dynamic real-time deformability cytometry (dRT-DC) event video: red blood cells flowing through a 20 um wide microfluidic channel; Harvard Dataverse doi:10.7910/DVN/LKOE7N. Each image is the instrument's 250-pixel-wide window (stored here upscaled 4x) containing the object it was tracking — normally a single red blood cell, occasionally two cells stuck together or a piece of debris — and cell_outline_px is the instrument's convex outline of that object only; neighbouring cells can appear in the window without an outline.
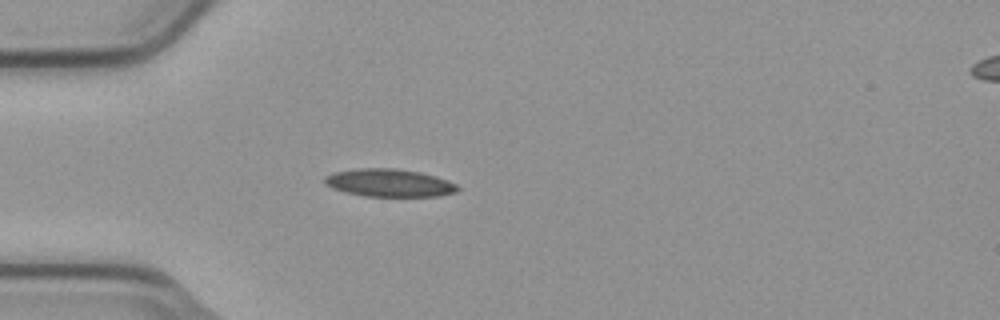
{"species": "common noctule bat (a hibernating species)", "species_latin": "Nyctalus noctula", "temperature_condition": "cold", "stored_images_in_passage": 5, "camera_frame_rate_fps": 3000, "um_per_image_px": 0.085, "animal": {"sex": "male", "body_mass_g": 23.1, "forearm_length_mm": 52.7}, "frame": {"image": 1, "passage_image": 4, "time_ms": 1.0, "image_size_px": [1000, 320], "cell_outline_px": [[460, 188], [456, 192], [440, 196], [364, 196], [332, 188], [324, 184], [324, 176], [332, 172], [360, 168], [396, 168], [420, 172], [436, 176], [448, 180], [456, 184]], "centroid_in_image_um": [33.09, 15.53], "position_along_channel_um": 51.9, "area_um2": 21.62}}